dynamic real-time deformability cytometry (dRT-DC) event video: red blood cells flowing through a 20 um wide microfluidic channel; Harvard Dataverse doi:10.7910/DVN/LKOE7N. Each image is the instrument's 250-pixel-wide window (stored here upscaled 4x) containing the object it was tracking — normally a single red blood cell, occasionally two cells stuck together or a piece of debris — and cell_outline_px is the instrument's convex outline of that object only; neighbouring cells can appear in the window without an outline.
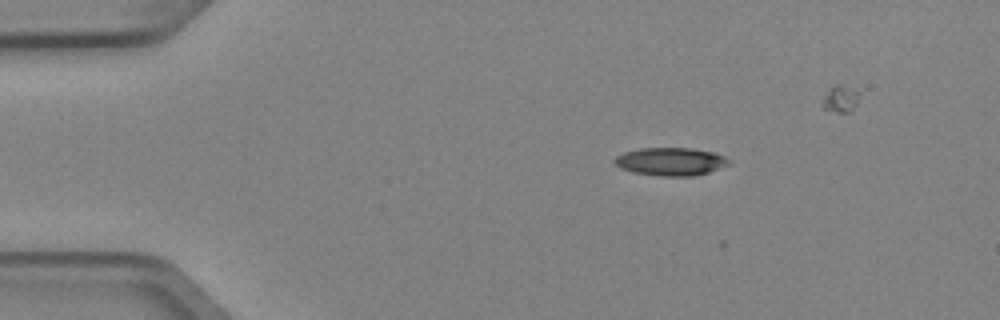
{"species": "Egyptian fruit bat (a non-hibernating species)", "species_latin": "Rousettus aegyptiacus", "temperature_condition": "cold", "stored_images_in_passage": 5, "camera_frame_rate_fps": 3000, "um_per_image_px": 0.085, "animal": {"sex": "female"}, "frame": {"image": 1, "passage_image": 2, "time_ms": 0.333, "image_size_px": [1000, 320], "cell_outline_px": [[732, 164], [708, 172], [692, 176], [664, 176], [636, 172], [620, 168], [612, 160], [616, 156], [624, 152], [640, 148], [692, 148], [716, 152], [724, 156]], "centroid_in_image_um": [57.03, 13.72], "position_along_channel_um": 28.0, "area_um2": 18.61}}